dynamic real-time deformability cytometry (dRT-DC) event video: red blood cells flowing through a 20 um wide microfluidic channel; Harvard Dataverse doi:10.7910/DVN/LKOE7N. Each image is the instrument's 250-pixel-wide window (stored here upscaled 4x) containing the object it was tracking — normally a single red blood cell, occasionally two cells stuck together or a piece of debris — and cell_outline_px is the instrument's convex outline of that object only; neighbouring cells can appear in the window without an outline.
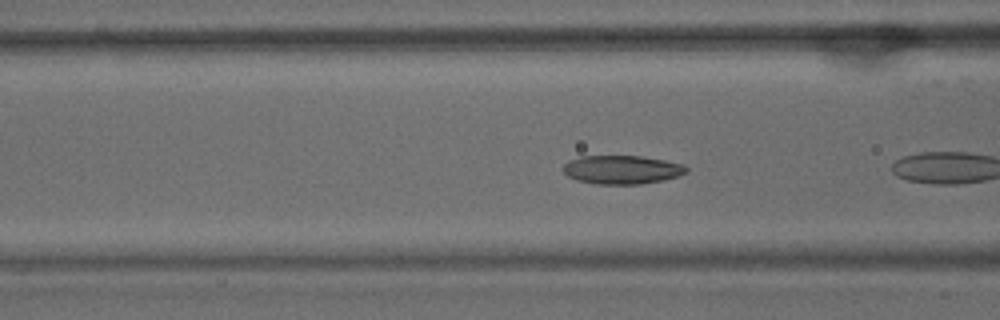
{"species": "common noctule bat (a hibernating species)", "species_latin": "Nyctalus noctula", "temperature_condition": "warm", "stored_images_in_passage": 7, "camera_frame_rate_fps": 3000, "um_per_image_px": 0.085, "animal": {"sex": "male", "body_mass_g": 15.6}, "frame": {"image": 1, "passage_image": 3, "time_ms": 0.667, "image_size_px": [1000, 320], "cell_outline_px": [[688, 172], [664, 180], [640, 184], [596, 184], [576, 180], [568, 176], [564, 172], [564, 164], [568, 160], [580, 156], [640, 156], [664, 160], [684, 164], [688, 168]], "centroid_in_image_um": [52.86, 14.42], "position_along_channel_um": 113.7, "area_um2": 20.58}}